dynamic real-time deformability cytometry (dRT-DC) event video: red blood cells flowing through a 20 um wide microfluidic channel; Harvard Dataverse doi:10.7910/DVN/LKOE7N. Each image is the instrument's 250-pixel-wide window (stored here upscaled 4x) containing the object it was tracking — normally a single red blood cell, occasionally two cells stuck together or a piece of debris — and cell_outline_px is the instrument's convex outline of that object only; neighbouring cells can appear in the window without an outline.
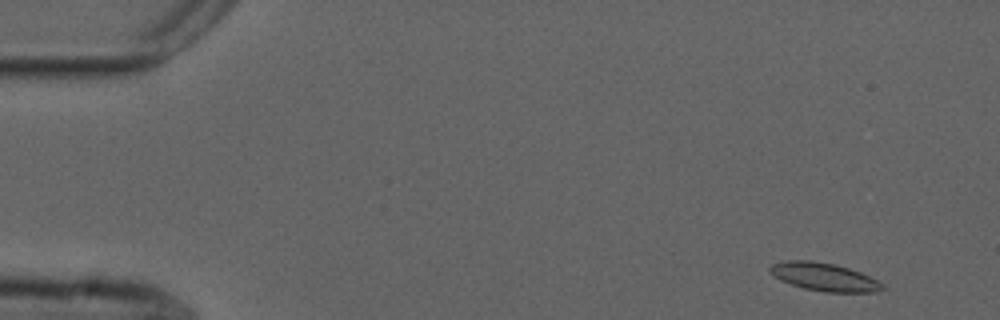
{"species": "common noctule bat (a hibernating species)", "species_latin": "Nyctalus noctula", "temperature_condition": "cold", "stored_images_in_passage": 54, "camera_frame_rate_fps": 3000, "um_per_image_px": 0.085, "animal": {"sex": "male", "forearm_length_mm": 52.5}, "frame": {"image": 1, "passage_image": 3, "time_ms": 0.667, "image_size_px": [1000, 320], "cell_outline_px": [[884, 288], [876, 292], [824, 292], [804, 288], [780, 280], [768, 272], [768, 268], [772, 264], [788, 260], [812, 260], [836, 264], [860, 272], [884, 284]], "centroid_in_image_um": [70.03, 23.53], "position_along_channel_um": 15.0, "area_um2": 18.38}}
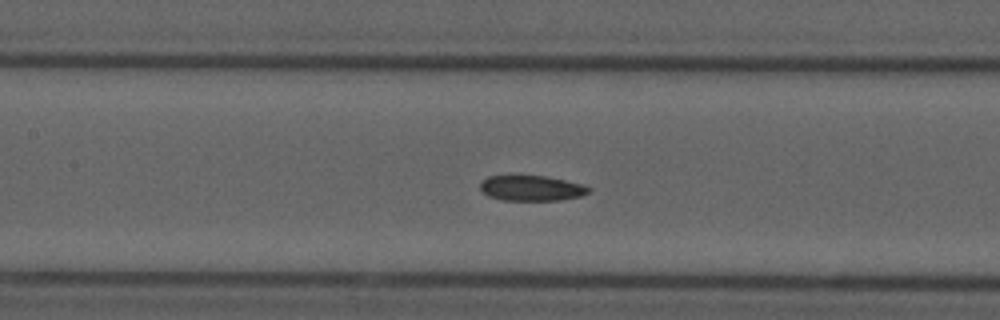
{"frame": {"image": 2, "passage_image": 24, "time_ms": 7.667, "image_size_px": [1000, 320], "cell_outline_px": [[592, 188], [588, 192], [580, 196], [560, 200], [504, 200], [488, 196], [480, 188], [480, 180], [488, 176], [544, 176], [584, 184]], "centroid_in_image_um": [45.17, 15.99], "position_along_channel_um": 162.2, "area_um2": 15.95}}
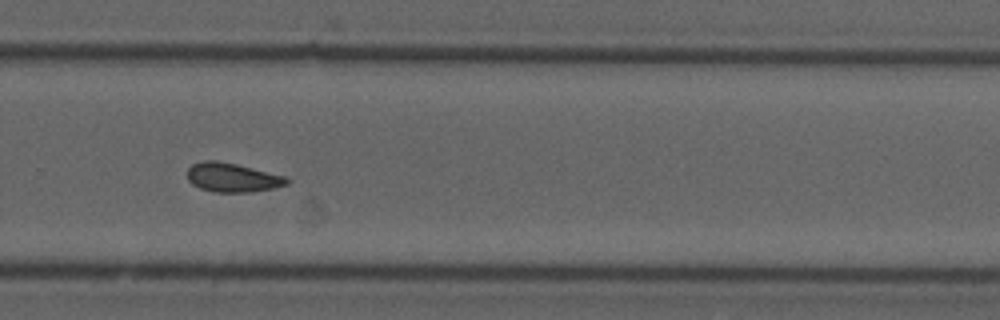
{"frame": {"image": 3, "passage_image": 36, "time_ms": 11.667, "image_size_px": [1000, 320], "cell_outline_px": [[292, 180], [288, 184], [272, 188], [252, 192], [212, 192], [200, 188], [192, 184], [188, 180], [188, 168], [192, 164], [204, 160], [216, 160], [236, 164], [288, 176]], "centroid_in_image_um": [19.79, 15.09], "position_along_channel_um": 310.0, "area_um2": 17.05}, "authors_computed_cell_mechanics": {"area_um2": 17.0221, "velocity_mm_per_s": 3.7095, "shape_relaxation_time_tau1_ms": null, "shape_relaxation_time_tau2_ms": 4.6846, "deformation_change_tau1": null, "deformation_change_tau2": 0.1124}}